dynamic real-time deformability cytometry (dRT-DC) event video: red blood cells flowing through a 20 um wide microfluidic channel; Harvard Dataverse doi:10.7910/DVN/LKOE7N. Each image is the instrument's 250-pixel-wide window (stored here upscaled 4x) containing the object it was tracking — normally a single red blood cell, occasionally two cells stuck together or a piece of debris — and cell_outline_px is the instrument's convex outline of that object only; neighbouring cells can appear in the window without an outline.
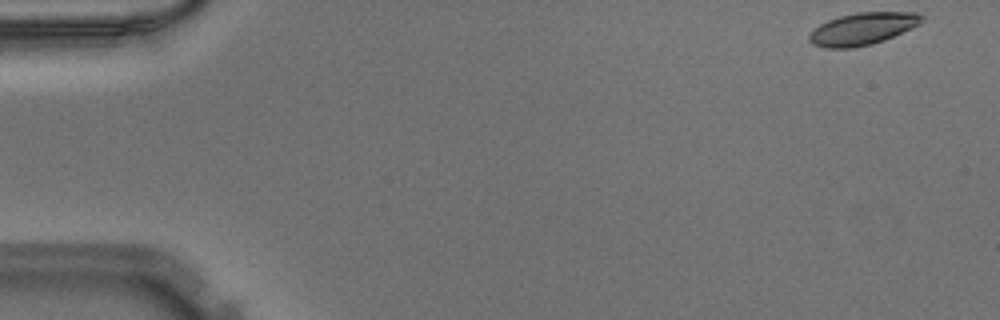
{"species": "Egyptian fruit bat (a non-hibernating species)", "species_latin": "Rousettus aegyptiacus", "temperature_condition": "warm", "stored_images_in_passage": 2, "camera_frame_rate_fps": 3000, "um_per_image_px": 0.085, "animal": {"sex": "male"}, "frame": {"image": 1, "passage_image": 1, "time_ms": 0.0, "image_size_px": [1000, 320], "cell_outline_px": [[924, 20], [920, 24], [912, 28], [884, 40], [872, 44], [852, 48], [824, 48], [812, 44], [808, 40], [808, 36], [820, 24], [828, 20], [840, 16], [856, 12], [920, 12], [924, 16]], "centroid_in_image_um": [73.35, 2.44], "position_along_channel_um": 11.7, "area_um2": 21.21}}